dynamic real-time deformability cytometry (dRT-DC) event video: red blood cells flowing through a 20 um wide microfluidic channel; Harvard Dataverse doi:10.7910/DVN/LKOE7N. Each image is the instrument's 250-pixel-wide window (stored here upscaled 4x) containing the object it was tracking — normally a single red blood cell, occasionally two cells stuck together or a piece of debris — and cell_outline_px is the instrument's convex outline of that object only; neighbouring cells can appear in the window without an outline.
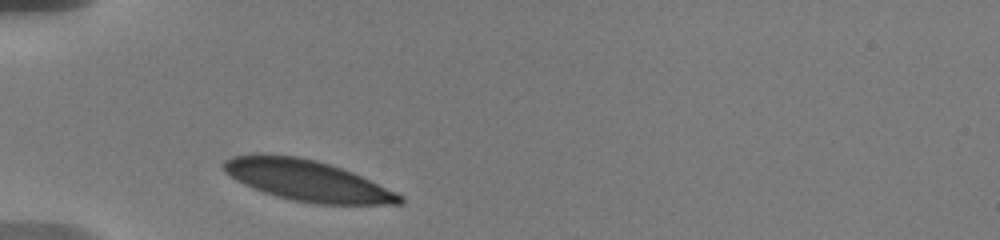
{"species": "human", "species_latin": "Homo sapiens", "temperature_condition": "warm", "stored_images_in_passage": 15, "camera_frame_rate_fps": 3000, "um_per_image_px": 0.085, "donor": {"sex": "male"}, "frame": {"image": 1, "passage_image": 1, "time_ms": 0.0, "image_size_px": [1000, 240], "cell_outline_px": [[404, 200], [400, 204], [316, 204], [296, 200], [264, 192], [252, 188], [236, 180], [224, 172], [220, 164], [224, 160], [232, 156], [252, 152], [260, 152], [296, 156], [316, 160], [352, 172], [396, 192], [404, 196]], "centroid_in_image_um": [26.03, 15.31], "position_along_channel_um": 59.0, "area_um2": 42.02}}
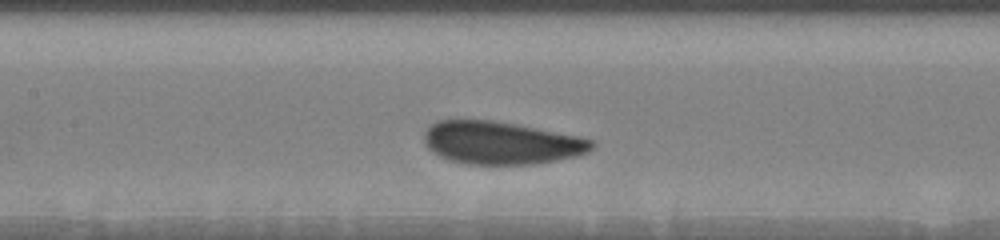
{"frame": {"image": 2, "passage_image": 7, "time_ms": 3.333, "image_size_px": [1000, 240], "cell_outline_px": [[596, 144], [588, 152], [576, 156], [556, 160], [532, 164], [468, 164], [448, 160], [432, 152], [424, 144], [424, 132], [436, 120], [492, 120], [516, 124], [580, 136], [592, 140]], "centroid_in_image_um": [42.58, 12.14], "position_along_channel_um": 164.8, "area_um2": 41.85}}
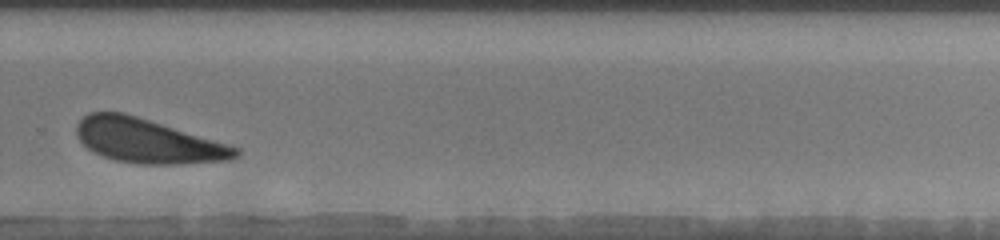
{"frame": {"image": 3, "passage_image": 14, "time_ms": 7.667, "image_size_px": [1000, 240], "cell_outline_px": [[240, 156], [232, 160], [184, 164], [140, 164], [116, 160], [92, 152], [76, 136], [76, 124], [88, 112], [124, 112], [228, 144], [240, 148]], "centroid_in_image_um": [12.57, 11.98], "position_along_channel_um": 317.2, "area_um2": 41.04}}